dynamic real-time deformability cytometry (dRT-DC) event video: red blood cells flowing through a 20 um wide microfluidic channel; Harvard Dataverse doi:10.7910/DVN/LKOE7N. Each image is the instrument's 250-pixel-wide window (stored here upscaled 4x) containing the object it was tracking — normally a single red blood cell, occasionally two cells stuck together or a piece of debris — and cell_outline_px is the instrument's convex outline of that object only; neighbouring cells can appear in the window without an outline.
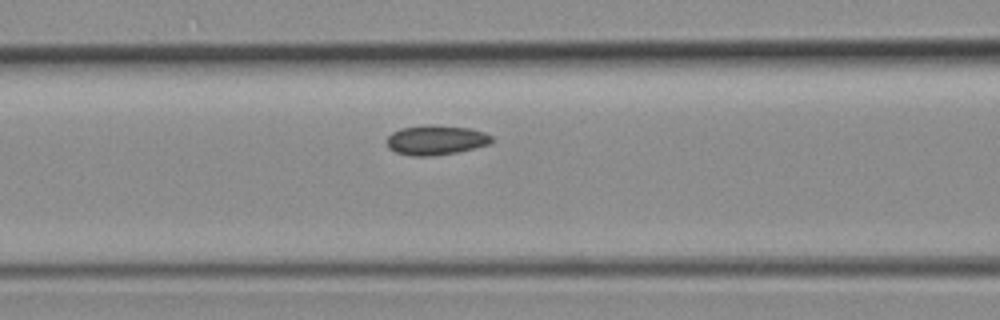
{"species": "common noctule bat (a hibernating species)", "species_latin": "Nyctalus noctula", "temperature_condition": "room temperature", "stored_images_in_passage": 16, "camera_frame_rate_fps": 3000, "um_per_image_px": 0.085, "animal": {"sex": "female", "body_mass_g": 19.3, "forearm_length_mm": 54.1}, "frame": {"image": 1, "passage_image": 12, "time_ms": 3.667, "image_size_px": [1000, 320], "cell_outline_px": [[492, 144], [460, 152], [432, 156], [412, 156], [396, 152], [388, 148], [388, 136], [392, 132], [400, 128], [424, 124], [432, 124], [472, 128], [484, 132], [492, 136]], "centroid_in_image_um": [37.09, 11.89], "position_along_channel_um": 129.5, "area_um2": 18.55}}
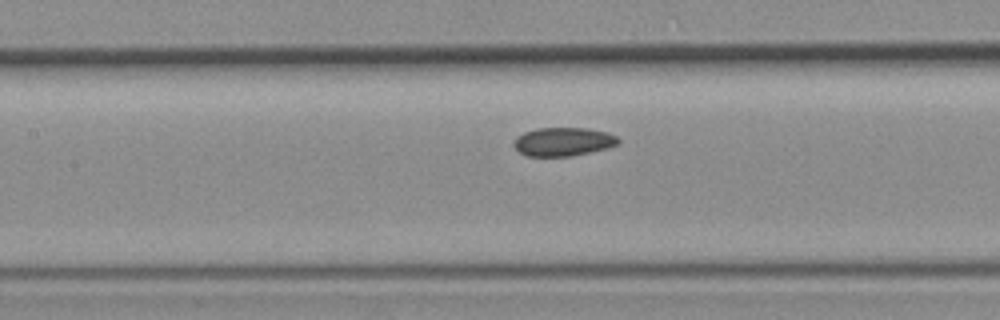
{"frame": {"image": 2, "passage_image": 14, "time_ms": 4.333, "image_size_px": [1000, 320], "cell_outline_px": [[620, 144], [608, 148], [572, 156], [528, 156], [520, 152], [512, 144], [516, 136], [524, 132], [536, 128], [588, 128], [608, 132], [616, 136], [620, 140]], "centroid_in_image_um": [47.89, 12.04], "position_along_channel_um": 159.5, "area_um2": 17.57}}